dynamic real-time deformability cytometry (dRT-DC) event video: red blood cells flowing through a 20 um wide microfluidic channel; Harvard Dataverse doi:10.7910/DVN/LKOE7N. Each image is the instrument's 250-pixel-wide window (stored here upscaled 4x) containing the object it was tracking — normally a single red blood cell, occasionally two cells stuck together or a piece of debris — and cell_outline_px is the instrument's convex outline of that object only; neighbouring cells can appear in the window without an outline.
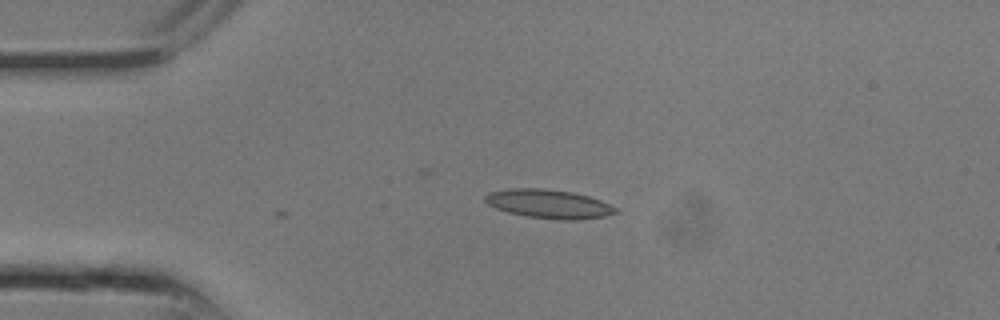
{"species": "common noctule bat (a hibernating species)", "species_latin": "Nyctalus noctula", "temperature_condition": "room temperature", "stored_images_in_passage": 4, "camera_frame_rate_fps": 3000, "um_per_image_px": 0.085, "animal": {"sex": "male", "body_mass_g": 13.3}, "frame": {"image": 1, "passage_image": 1, "time_ms": 0.0, "image_size_px": [1000, 320], "cell_outline_px": [[620, 212], [604, 216], [576, 220], [560, 220], [524, 216], [508, 212], [496, 208], [488, 204], [484, 200], [484, 196], [488, 192], [512, 188], [544, 188], [572, 192], [588, 196], [600, 200], [616, 208]], "centroid_in_image_um": [46.63, 17.33], "position_along_channel_um": 38.4, "area_um2": 21.96}}
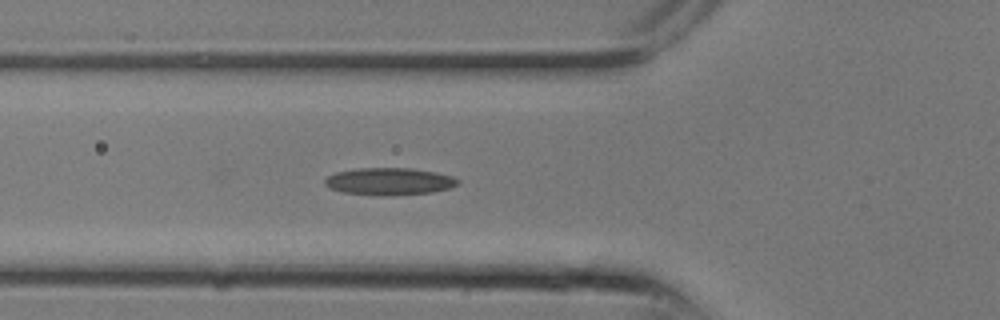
{"frame": {"image": 2, "passage_image": 4, "time_ms": 1.0, "image_size_px": [1000, 320], "cell_outline_px": [[460, 184], [448, 188], [432, 192], [344, 192], [328, 188], [324, 184], [324, 180], [328, 176], [336, 172], [356, 168], [412, 168], [436, 172], [452, 176], [460, 180]], "centroid_in_image_um": [33.1, 15.35], "position_along_channel_um": 92.7, "area_um2": 19.88}}